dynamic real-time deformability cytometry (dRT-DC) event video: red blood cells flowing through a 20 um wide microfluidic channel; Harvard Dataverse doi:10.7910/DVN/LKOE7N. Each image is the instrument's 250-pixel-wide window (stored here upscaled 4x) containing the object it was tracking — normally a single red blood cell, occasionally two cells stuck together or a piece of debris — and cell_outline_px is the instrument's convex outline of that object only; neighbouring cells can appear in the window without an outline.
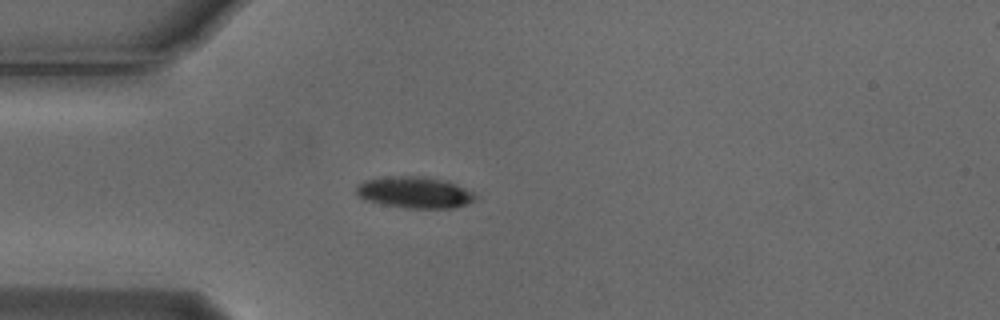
{"species": "Egyptian fruit bat (a non-hibernating species)", "species_latin": "Rousettus aegyptiacus", "temperature_condition": "cold", "stored_images_in_passage": 5, "camera_frame_rate_fps": 3000, "um_per_image_px": 0.085, "animal": {"sex": "male"}, "frame": {"image": 1, "passage_image": 5, "time_ms": 1.333, "image_size_px": [1000, 320], "cell_outline_px": [[476, 200], [468, 204], [452, 208], [404, 208], [364, 200], [356, 192], [356, 184], [364, 180], [384, 176], [424, 176], [444, 180], [464, 188], [472, 192], [476, 196]], "centroid_in_image_um": [35.21, 16.35], "position_along_channel_um": 49.8, "area_um2": 21.91}}